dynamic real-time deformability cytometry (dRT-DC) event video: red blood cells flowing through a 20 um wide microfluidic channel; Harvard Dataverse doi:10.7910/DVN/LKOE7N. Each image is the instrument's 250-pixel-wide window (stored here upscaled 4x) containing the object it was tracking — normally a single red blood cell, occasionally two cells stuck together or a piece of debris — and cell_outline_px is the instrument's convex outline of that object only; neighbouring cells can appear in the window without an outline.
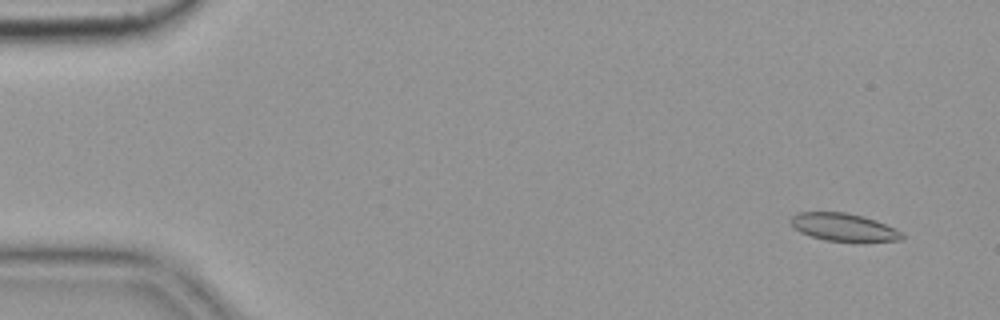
{"species": "common noctule bat (a hibernating species)", "species_latin": "Nyctalus noctula", "temperature_condition": "cold", "stored_images_in_passage": 4, "camera_frame_rate_fps": 3000, "um_per_image_px": 0.085, "animal": {"sex": "female", "body_mass_g": 19.9}, "frame": {"image": 1, "passage_image": 1, "time_ms": 0.0, "image_size_px": [1000, 320], "cell_outline_px": [[904, 240], [824, 240], [800, 232], [788, 220], [792, 216], [800, 212], [844, 212], [864, 216], [876, 220], [904, 232]], "centroid_in_image_um": [71.72, 19.28], "position_along_channel_um": 13.3, "area_um2": 17.63}}